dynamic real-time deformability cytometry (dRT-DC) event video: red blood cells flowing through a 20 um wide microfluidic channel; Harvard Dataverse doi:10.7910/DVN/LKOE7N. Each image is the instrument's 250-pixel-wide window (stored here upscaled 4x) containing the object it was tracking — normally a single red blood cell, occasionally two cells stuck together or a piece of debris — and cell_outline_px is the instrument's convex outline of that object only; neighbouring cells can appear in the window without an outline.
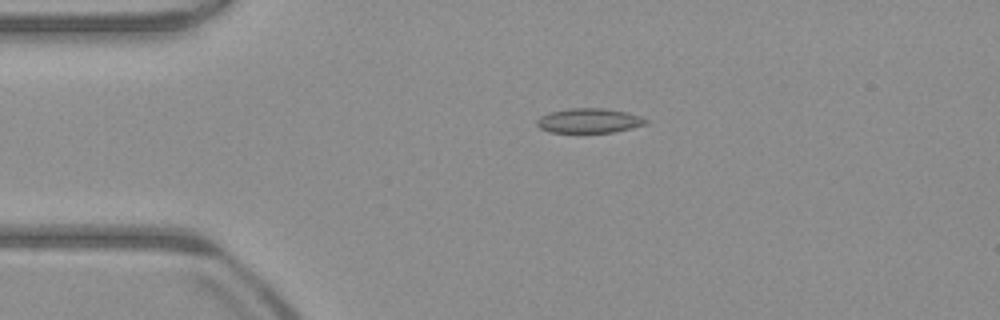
{"species": "common noctule bat (a hibernating species)", "species_latin": "Nyctalus noctula", "temperature_condition": "warm", "stored_images_in_passage": 52, "camera_frame_rate_fps": 3000, "um_per_image_px": 0.085, "animal": {"sex": "male", "body_mass_g": 23.1, "forearm_length_mm": 52.7}, "frame": {"image": 1, "passage_image": 11, "time_ms": 3.333, "image_size_px": [1000, 320], "cell_outline_px": [[652, 120], [648, 124], [632, 128], [612, 132], [548, 132], [540, 128], [536, 124], [536, 120], [540, 116], [548, 112], [568, 108], [604, 108], [624, 112], [640, 116]], "centroid_in_image_um": [50.08, 10.25], "position_along_channel_um": 34.9, "area_um2": 15.78}}
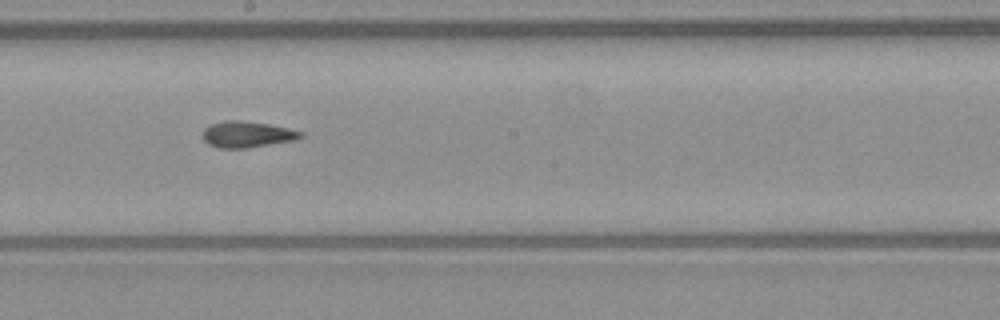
{"frame": {"image": 2, "passage_image": 28, "time_ms": 9.0, "image_size_px": [1000, 320], "cell_outline_px": [[304, 136], [296, 140], [248, 148], [220, 148], [208, 144], [200, 136], [200, 132], [208, 124], [228, 120], [240, 120], [268, 124], [288, 128], [304, 132]], "centroid_in_image_um": [20.96, 11.42], "position_along_channel_um": 227.2, "area_um2": 15.26}}
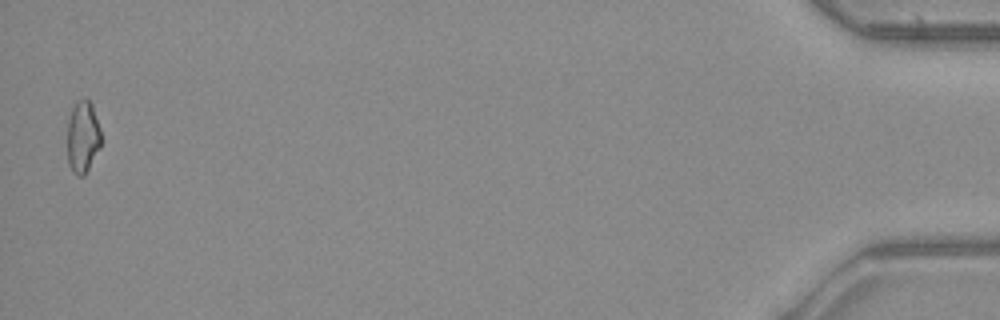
{"frame": {"image": 3, "passage_image": 51, "time_ms": 16.667, "image_size_px": [1000, 320], "cell_outline_px": [[104, 140], [100, 148], [84, 176], [76, 176], [72, 172], [68, 164], [68, 120], [72, 108], [76, 100], [84, 96], [92, 104]], "centroid_in_image_um": [7.06, 11.63], "position_along_channel_um": 428.1, "area_um2": 14.62}, "authors_computed_cell_mechanics": {"area_um2": 14.9702, "velocity_mm_per_s": 3.9739, "shape_relaxation_time_tau1_ms": null, "shape_relaxation_time_tau2_ms": 6.4349, "deformation_change_tau1": null, "deformation_change_tau2": 0.1191}}